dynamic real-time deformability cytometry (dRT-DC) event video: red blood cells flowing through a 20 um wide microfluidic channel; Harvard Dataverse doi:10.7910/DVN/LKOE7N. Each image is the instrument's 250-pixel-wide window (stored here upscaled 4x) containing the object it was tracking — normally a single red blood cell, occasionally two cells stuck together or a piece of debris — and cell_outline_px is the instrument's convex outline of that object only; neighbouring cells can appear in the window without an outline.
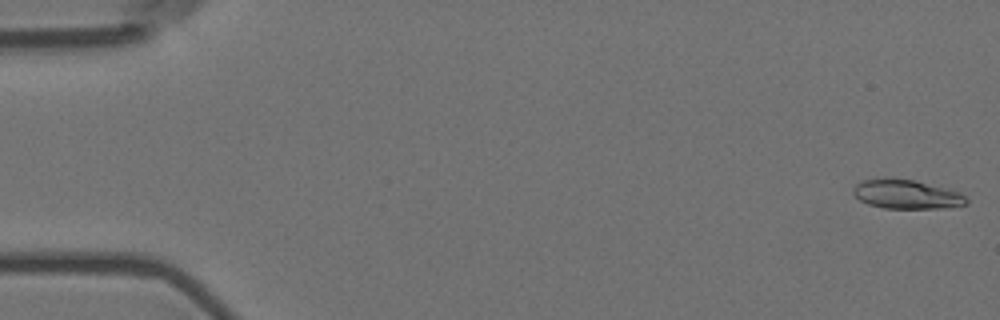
{"species": "Egyptian fruit bat (a non-hibernating species)", "species_latin": "Rousettus aegyptiacus", "temperature_condition": "room temperature", "stored_images_in_passage": 57, "camera_frame_rate_fps": 3000, "um_per_image_px": 0.085, "animal": {"sex": "female"}, "frame": {"image": 1, "passage_image": 1, "time_ms": 0.0, "image_size_px": [1000, 320], "cell_outline_px": [[968, 204], [940, 208], [884, 208], [868, 204], [860, 200], [852, 192], [852, 188], [860, 180], [912, 180], [944, 188], [956, 192], [964, 196], [968, 200]], "centroid_in_image_um": [77.02, 16.54], "position_along_channel_um": 8.0, "area_um2": 18.44}}
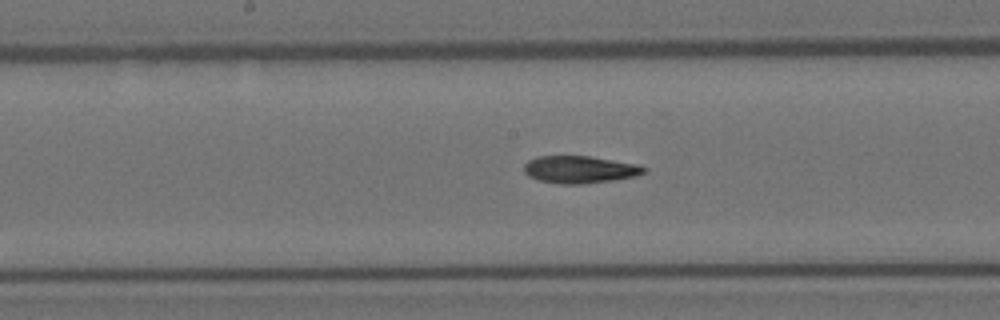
{"frame": {"image": 2, "passage_image": 29, "time_ms": 9.333, "image_size_px": [1000, 320], "cell_outline_px": [[648, 168], [644, 172], [636, 176], [612, 180], [580, 184], [560, 184], [540, 180], [528, 176], [524, 172], [524, 164], [528, 160], [536, 156], [588, 156], [636, 164]], "centroid_in_image_um": [49.24, 14.4], "position_along_channel_um": 199.0, "area_um2": 18.96}}
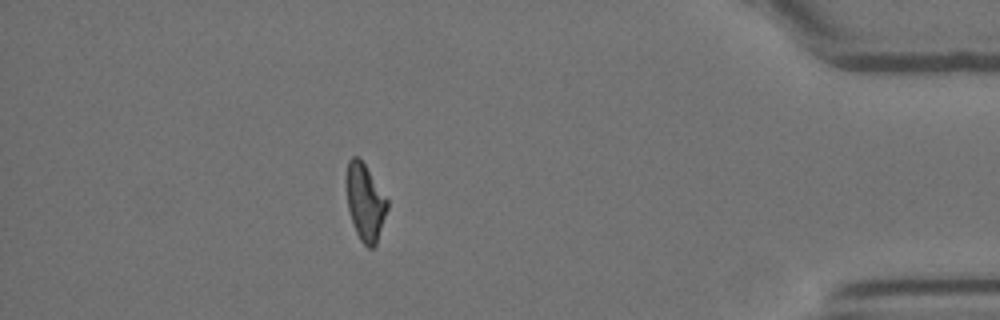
{"frame": {"image": 3, "passage_image": 50, "time_ms": 16.333, "image_size_px": [1000, 320], "cell_outline_px": [[388, 208], [376, 244], [372, 248], [368, 248], [360, 240], [356, 232], [348, 208], [344, 184], [344, 180], [348, 160], [352, 156], [356, 156], [364, 164], [388, 200]], "centroid_in_image_um": [31.0, 17.17], "position_along_channel_um": 404.2, "area_um2": 18.38}, "authors_computed_cell_mechanics": {"area_um2": 18.9584, "velocity_mm_per_s": 3.5815, "shape_relaxation_time_tau1_ms": null, "shape_relaxation_time_tau2_ms": 5.6562, "deformation_change_tau1": null, "deformation_change_tau2": 0.1441}}